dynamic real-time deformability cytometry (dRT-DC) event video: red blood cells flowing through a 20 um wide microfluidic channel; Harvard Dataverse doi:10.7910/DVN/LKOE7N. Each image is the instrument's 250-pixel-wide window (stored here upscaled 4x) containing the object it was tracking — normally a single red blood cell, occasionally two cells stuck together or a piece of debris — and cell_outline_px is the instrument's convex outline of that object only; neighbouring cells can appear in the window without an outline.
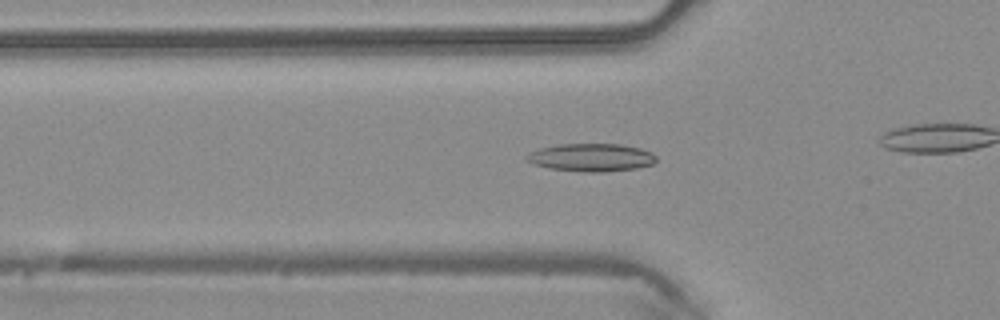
{"species": "common noctule bat (a hibernating species)", "species_latin": "Nyctalus noctula", "temperature_condition": "warm", "stored_images_in_passage": 37, "camera_frame_rate_fps": 3000, "um_per_image_px": 0.085, "animal": {"sex": "male", "body_mass_g": 20.4}, "frame": {"image": 1, "passage_image": 16, "time_ms": 5.0, "image_size_px": [1000, 320], "cell_outline_px": [[656, 160], [652, 164], [636, 168], [604, 172], [584, 172], [548, 168], [532, 164], [524, 160], [524, 156], [528, 152], [540, 148], [560, 144], [620, 144], [640, 148], [652, 152], [656, 156]], "centroid_in_image_um": [50.21, 13.38], "position_along_channel_um": 75.6, "area_um2": 21.27}}
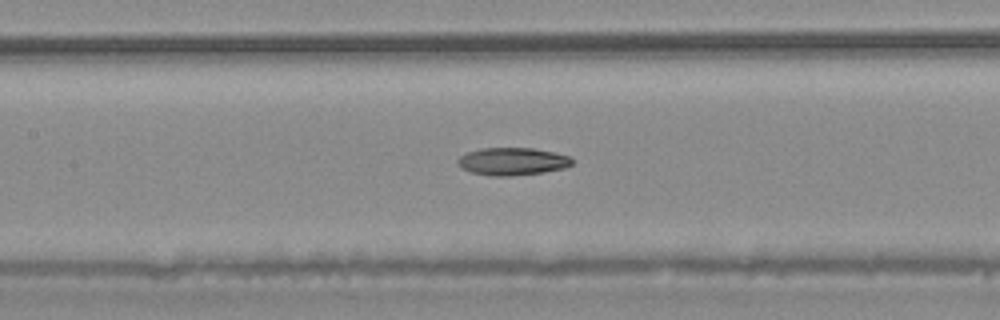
{"frame": {"image": 2, "passage_image": 22, "time_ms": 7.0, "image_size_px": [1000, 320], "cell_outline_px": [[572, 164], [564, 168], [544, 172], [512, 176], [492, 176], [472, 172], [460, 168], [456, 164], [456, 160], [460, 156], [468, 152], [480, 148], [532, 148], [556, 152], [568, 156], [572, 160]], "centroid_in_image_um": [43.52, 13.72], "position_along_channel_um": 163.9, "area_um2": 18.5}}